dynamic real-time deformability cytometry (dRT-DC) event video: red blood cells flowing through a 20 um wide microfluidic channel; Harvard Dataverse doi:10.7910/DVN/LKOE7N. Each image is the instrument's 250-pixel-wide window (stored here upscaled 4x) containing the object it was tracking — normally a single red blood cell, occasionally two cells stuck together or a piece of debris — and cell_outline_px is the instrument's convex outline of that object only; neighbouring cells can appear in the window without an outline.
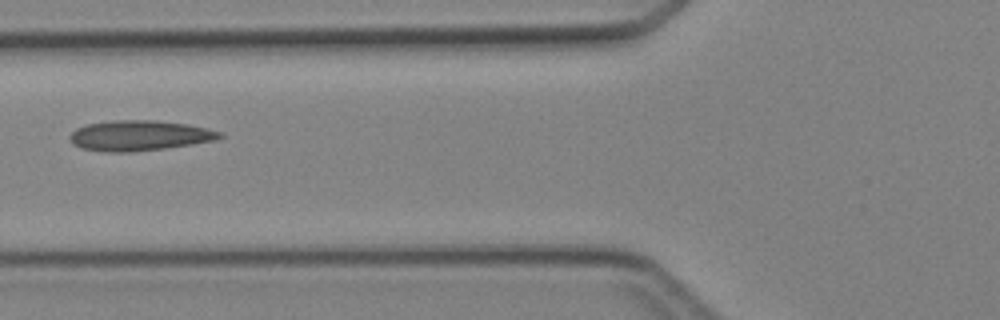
{"species": "Egyptian fruit bat (a non-hibernating species)", "species_latin": "Rousettus aegyptiacus", "temperature_condition": "cold", "stored_images_in_passage": 6, "camera_frame_rate_fps": 3000, "um_per_image_px": 0.085, "animal": {"sex": "female"}, "frame": {"image": 1, "passage_image": 6, "time_ms": 5.667, "image_size_px": [1000, 320], "cell_outline_px": [[224, 136], [216, 140], [164, 148], [128, 152], [104, 152], [80, 148], [72, 144], [68, 136], [76, 128], [88, 124], [112, 120], [156, 120], [188, 124], [208, 128], [224, 132]], "centroid_in_image_um": [11.85, 11.52], "position_along_channel_um": 114.0, "area_um2": 26.65}}